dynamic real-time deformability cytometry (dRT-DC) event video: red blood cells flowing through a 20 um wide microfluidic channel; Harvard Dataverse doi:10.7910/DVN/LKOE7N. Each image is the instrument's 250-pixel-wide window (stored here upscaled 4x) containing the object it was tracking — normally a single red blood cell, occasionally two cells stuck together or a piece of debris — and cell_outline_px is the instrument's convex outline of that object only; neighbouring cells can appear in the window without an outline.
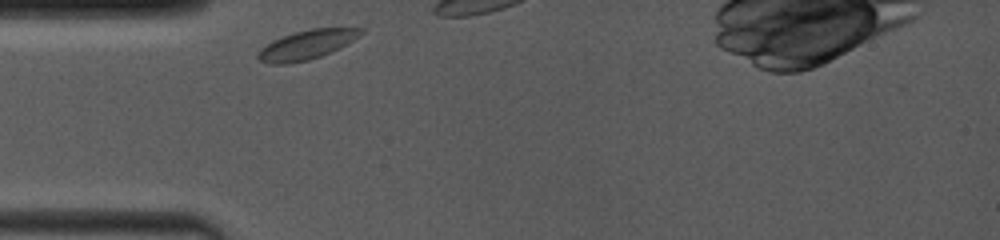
{"species": "common noctule bat (a hibernating species)", "species_latin": "Nyctalus noctula", "temperature_condition": "room temperature", "stored_images_in_passage": 19, "camera_frame_rate_fps": 4000, "um_per_image_px": 0.085, "animal": {"sex": "female", "body_mass_g": 19.0, "forearm_length_mm": 53.3}, "frame": {"image": 1, "passage_image": 1, "time_ms": 0.0, "image_size_px": [1000, 240], "cell_outline_px": [[364, 32], [340, 48], [320, 56], [308, 60], [288, 64], [268, 64], [260, 60], [256, 56], [256, 52], [260, 48], [272, 40], [296, 32], [312, 28], [364, 28]], "centroid_in_image_um": [26.03, 3.81], "position_along_channel_um": 59.0, "area_um2": 17.46}}